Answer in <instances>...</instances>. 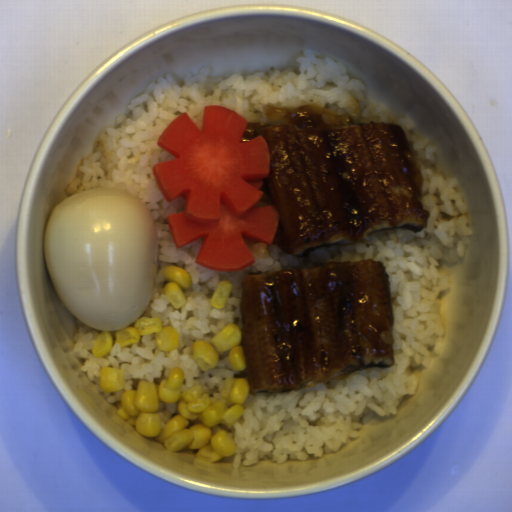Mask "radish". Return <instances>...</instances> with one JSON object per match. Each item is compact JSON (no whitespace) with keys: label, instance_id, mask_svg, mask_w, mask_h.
<instances>
[{"label":"radish","instance_id":"1","mask_svg":"<svg viewBox=\"0 0 512 512\" xmlns=\"http://www.w3.org/2000/svg\"><path fill=\"white\" fill-rule=\"evenodd\" d=\"M245 116L222 105L204 107L202 129L182 112L158 145L171 160L150 170L165 202L184 196L180 212L167 216L176 247L202 239L196 264L241 271L255 262L244 239L272 245L279 227L276 204L257 207L272 160L263 136L243 139Z\"/></svg>","mask_w":512,"mask_h":512}]
</instances>
